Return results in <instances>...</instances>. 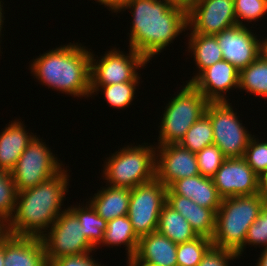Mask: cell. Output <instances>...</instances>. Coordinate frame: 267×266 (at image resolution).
I'll return each instance as SVG.
<instances>
[{
    "mask_svg": "<svg viewBox=\"0 0 267 266\" xmlns=\"http://www.w3.org/2000/svg\"><path fill=\"white\" fill-rule=\"evenodd\" d=\"M166 203L179 212L191 225L198 236L212 239L215 233L216 213L212 209L201 207L192 199L166 191Z\"/></svg>",
    "mask_w": 267,
    "mask_h": 266,
    "instance_id": "d6986e66",
    "label": "cell"
},
{
    "mask_svg": "<svg viewBox=\"0 0 267 266\" xmlns=\"http://www.w3.org/2000/svg\"><path fill=\"white\" fill-rule=\"evenodd\" d=\"M247 245L258 246L260 248L267 247V204L262 208L257 219L251 224L247 231L244 245L236 252L238 256H242Z\"/></svg>",
    "mask_w": 267,
    "mask_h": 266,
    "instance_id": "836d02e7",
    "label": "cell"
},
{
    "mask_svg": "<svg viewBox=\"0 0 267 266\" xmlns=\"http://www.w3.org/2000/svg\"><path fill=\"white\" fill-rule=\"evenodd\" d=\"M166 105L158 145L179 144L189 128L205 113L208 100L191 83H185Z\"/></svg>",
    "mask_w": 267,
    "mask_h": 266,
    "instance_id": "8992f818",
    "label": "cell"
},
{
    "mask_svg": "<svg viewBox=\"0 0 267 266\" xmlns=\"http://www.w3.org/2000/svg\"><path fill=\"white\" fill-rule=\"evenodd\" d=\"M262 250L257 263H255L256 266H267V247Z\"/></svg>",
    "mask_w": 267,
    "mask_h": 266,
    "instance_id": "60d3db41",
    "label": "cell"
},
{
    "mask_svg": "<svg viewBox=\"0 0 267 266\" xmlns=\"http://www.w3.org/2000/svg\"><path fill=\"white\" fill-rule=\"evenodd\" d=\"M11 122L0 132V168L8 171L15 167L23 151L36 136L27 132L19 119Z\"/></svg>",
    "mask_w": 267,
    "mask_h": 266,
    "instance_id": "44dd1931",
    "label": "cell"
},
{
    "mask_svg": "<svg viewBox=\"0 0 267 266\" xmlns=\"http://www.w3.org/2000/svg\"><path fill=\"white\" fill-rule=\"evenodd\" d=\"M98 3H100V5H104L105 7H107V9H109V11L111 10V12L116 13V10L118 9L120 3L122 0H95Z\"/></svg>",
    "mask_w": 267,
    "mask_h": 266,
    "instance_id": "f35d334b",
    "label": "cell"
},
{
    "mask_svg": "<svg viewBox=\"0 0 267 266\" xmlns=\"http://www.w3.org/2000/svg\"><path fill=\"white\" fill-rule=\"evenodd\" d=\"M259 194L267 204V173L263 174L259 179Z\"/></svg>",
    "mask_w": 267,
    "mask_h": 266,
    "instance_id": "74e56055",
    "label": "cell"
},
{
    "mask_svg": "<svg viewBox=\"0 0 267 266\" xmlns=\"http://www.w3.org/2000/svg\"><path fill=\"white\" fill-rule=\"evenodd\" d=\"M239 90L267 98V60L260 54L251 64L239 71Z\"/></svg>",
    "mask_w": 267,
    "mask_h": 266,
    "instance_id": "484cf974",
    "label": "cell"
},
{
    "mask_svg": "<svg viewBox=\"0 0 267 266\" xmlns=\"http://www.w3.org/2000/svg\"><path fill=\"white\" fill-rule=\"evenodd\" d=\"M260 54L267 60V37L261 40Z\"/></svg>",
    "mask_w": 267,
    "mask_h": 266,
    "instance_id": "b9f144b4",
    "label": "cell"
},
{
    "mask_svg": "<svg viewBox=\"0 0 267 266\" xmlns=\"http://www.w3.org/2000/svg\"><path fill=\"white\" fill-rule=\"evenodd\" d=\"M237 258L240 257L236 252L212 245L204 254L198 266H229V262Z\"/></svg>",
    "mask_w": 267,
    "mask_h": 266,
    "instance_id": "d590c367",
    "label": "cell"
},
{
    "mask_svg": "<svg viewBox=\"0 0 267 266\" xmlns=\"http://www.w3.org/2000/svg\"><path fill=\"white\" fill-rule=\"evenodd\" d=\"M228 101L208 102L205 114L213 127V144L225 158L243 157L252 134L245 129Z\"/></svg>",
    "mask_w": 267,
    "mask_h": 266,
    "instance_id": "52a82bcc",
    "label": "cell"
},
{
    "mask_svg": "<svg viewBox=\"0 0 267 266\" xmlns=\"http://www.w3.org/2000/svg\"><path fill=\"white\" fill-rule=\"evenodd\" d=\"M128 266H158L154 264H147V263H131L129 260L126 263Z\"/></svg>",
    "mask_w": 267,
    "mask_h": 266,
    "instance_id": "f6af8a7d",
    "label": "cell"
},
{
    "mask_svg": "<svg viewBox=\"0 0 267 266\" xmlns=\"http://www.w3.org/2000/svg\"><path fill=\"white\" fill-rule=\"evenodd\" d=\"M199 174L195 153L180 144L156 146L155 178L167 188L176 180Z\"/></svg>",
    "mask_w": 267,
    "mask_h": 266,
    "instance_id": "5bb4252c",
    "label": "cell"
},
{
    "mask_svg": "<svg viewBox=\"0 0 267 266\" xmlns=\"http://www.w3.org/2000/svg\"><path fill=\"white\" fill-rule=\"evenodd\" d=\"M167 1L174 4V5H179L185 9H187V0H167Z\"/></svg>",
    "mask_w": 267,
    "mask_h": 266,
    "instance_id": "ee69618b",
    "label": "cell"
},
{
    "mask_svg": "<svg viewBox=\"0 0 267 266\" xmlns=\"http://www.w3.org/2000/svg\"><path fill=\"white\" fill-rule=\"evenodd\" d=\"M94 55L91 52L90 86H108L115 83L139 81L141 78L137 72L138 69L145 67L149 62L130 47L128 54L111 48L101 58L94 57Z\"/></svg>",
    "mask_w": 267,
    "mask_h": 266,
    "instance_id": "30bf717a",
    "label": "cell"
},
{
    "mask_svg": "<svg viewBox=\"0 0 267 266\" xmlns=\"http://www.w3.org/2000/svg\"><path fill=\"white\" fill-rule=\"evenodd\" d=\"M42 140L35 136L10 171L17 192L35 187L64 169L62 161L59 163L60 160Z\"/></svg>",
    "mask_w": 267,
    "mask_h": 266,
    "instance_id": "ba28073f",
    "label": "cell"
},
{
    "mask_svg": "<svg viewBox=\"0 0 267 266\" xmlns=\"http://www.w3.org/2000/svg\"><path fill=\"white\" fill-rule=\"evenodd\" d=\"M212 179L222 199L259 193L260 177L243 157L225 158Z\"/></svg>",
    "mask_w": 267,
    "mask_h": 266,
    "instance_id": "4fadbf2b",
    "label": "cell"
},
{
    "mask_svg": "<svg viewBox=\"0 0 267 266\" xmlns=\"http://www.w3.org/2000/svg\"><path fill=\"white\" fill-rule=\"evenodd\" d=\"M4 266H49L41 238L4 232Z\"/></svg>",
    "mask_w": 267,
    "mask_h": 266,
    "instance_id": "e0dca14e",
    "label": "cell"
},
{
    "mask_svg": "<svg viewBox=\"0 0 267 266\" xmlns=\"http://www.w3.org/2000/svg\"><path fill=\"white\" fill-rule=\"evenodd\" d=\"M200 174L212 178L225 160L222 151L216 145L204 147L196 153Z\"/></svg>",
    "mask_w": 267,
    "mask_h": 266,
    "instance_id": "e575fe53",
    "label": "cell"
},
{
    "mask_svg": "<svg viewBox=\"0 0 267 266\" xmlns=\"http://www.w3.org/2000/svg\"><path fill=\"white\" fill-rule=\"evenodd\" d=\"M83 206V207H82ZM70 206L69 209L77 216L84 236L90 244L97 250L102 243L104 231L107 228V221L100 217L92 206L87 202L84 206Z\"/></svg>",
    "mask_w": 267,
    "mask_h": 266,
    "instance_id": "4316f807",
    "label": "cell"
},
{
    "mask_svg": "<svg viewBox=\"0 0 267 266\" xmlns=\"http://www.w3.org/2000/svg\"><path fill=\"white\" fill-rule=\"evenodd\" d=\"M188 52H191L198 72L187 83H191L204 69L223 60L221 48L215 35L190 33ZM191 49V50H190Z\"/></svg>",
    "mask_w": 267,
    "mask_h": 266,
    "instance_id": "603a6c76",
    "label": "cell"
},
{
    "mask_svg": "<svg viewBox=\"0 0 267 266\" xmlns=\"http://www.w3.org/2000/svg\"><path fill=\"white\" fill-rule=\"evenodd\" d=\"M156 231L168 237L175 244L198 237L189 222L167 203L162 206Z\"/></svg>",
    "mask_w": 267,
    "mask_h": 266,
    "instance_id": "cb8c5ba5",
    "label": "cell"
},
{
    "mask_svg": "<svg viewBox=\"0 0 267 266\" xmlns=\"http://www.w3.org/2000/svg\"><path fill=\"white\" fill-rule=\"evenodd\" d=\"M93 252L81 255H70L53 260L49 266H101L95 259H93ZM104 266V265H102Z\"/></svg>",
    "mask_w": 267,
    "mask_h": 266,
    "instance_id": "8d00e7d4",
    "label": "cell"
},
{
    "mask_svg": "<svg viewBox=\"0 0 267 266\" xmlns=\"http://www.w3.org/2000/svg\"><path fill=\"white\" fill-rule=\"evenodd\" d=\"M130 10L129 46L149 62L188 28L187 9L167 0H122L117 12Z\"/></svg>",
    "mask_w": 267,
    "mask_h": 266,
    "instance_id": "6da1fadb",
    "label": "cell"
},
{
    "mask_svg": "<svg viewBox=\"0 0 267 266\" xmlns=\"http://www.w3.org/2000/svg\"><path fill=\"white\" fill-rule=\"evenodd\" d=\"M91 51L78 43L44 52L31 61V74L43 86L74 97H91Z\"/></svg>",
    "mask_w": 267,
    "mask_h": 266,
    "instance_id": "3957f363",
    "label": "cell"
},
{
    "mask_svg": "<svg viewBox=\"0 0 267 266\" xmlns=\"http://www.w3.org/2000/svg\"><path fill=\"white\" fill-rule=\"evenodd\" d=\"M140 81L115 83L108 86H90L91 96L103 91L104 99L113 108L119 110L128 108L135 98V90Z\"/></svg>",
    "mask_w": 267,
    "mask_h": 266,
    "instance_id": "83f0119b",
    "label": "cell"
},
{
    "mask_svg": "<svg viewBox=\"0 0 267 266\" xmlns=\"http://www.w3.org/2000/svg\"><path fill=\"white\" fill-rule=\"evenodd\" d=\"M177 244L155 231L139 238V244L131 263H147L158 266H177Z\"/></svg>",
    "mask_w": 267,
    "mask_h": 266,
    "instance_id": "ac0fdd59",
    "label": "cell"
},
{
    "mask_svg": "<svg viewBox=\"0 0 267 266\" xmlns=\"http://www.w3.org/2000/svg\"><path fill=\"white\" fill-rule=\"evenodd\" d=\"M132 145L120 148L105 160L102 173L107 185L132 189L155 179L156 147L148 142Z\"/></svg>",
    "mask_w": 267,
    "mask_h": 266,
    "instance_id": "5b68a950",
    "label": "cell"
},
{
    "mask_svg": "<svg viewBox=\"0 0 267 266\" xmlns=\"http://www.w3.org/2000/svg\"><path fill=\"white\" fill-rule=\"evenodd\" d=\"M87 201L95 212L107 222L128 215L130 189L105 185Z\"/></svg>",
    "mask_w": 267,
    "mask_h": 266,
    "instance_id": "7402d4cb",
    "label": "cell"
},
{
    "mask_svg": "<svg viewBox=\"0 0 267 266\" xmlns=\"http://www.w3.org/2000/svg\"><path fill=\"white\" fill-rule=\"evenodd\" d=\"M246 163L261 177L267 173V141L260 142L253 135L243 155Z\"/></svg>",
    "mask_w": 267,
    "mask_h": 266,
    "instance_id": "d6a6232c",
    "label": "cell"
},
{
    "mask_svg": "<svg viewBox=\"0 0 267 266\" xmlns=\"http://www.w3.org/2000/svg\"><path fill=\"white\" fill-rule=\"evenodd\" d=\"M139 237L135 234L128 216L117 217L107 222L103 241L99 246H121L125 245L127 261L132 259L138 248Z\"/></svg>",
    "mask_w": 267,
    "mask_h": 266,
    "instance_id": "d4e9b609",
    "label": "cell"
},
{
    "mask_svg": "<svg viewBox=\"0 0 267 266\" xmlns=\"http://www.w3.org/2000/svg\"><path fill=\"white\" fill-rule=\"evenodd\" d=\"M234 11L237 25L256 22L267 14V0H234Z\"/></svg>",
    "mask_w": 267,
    "mask_h": 266,
    "instance_id": "1f68e13d",
    "label": "cell"
},
{
    "mask_svg": "<svg viewBox=\"0 0 267 266\" xmlns=\"http://www.w3.org/2000/svg\"><path fill=\"white\" fill-rule=\"evenodd\" d=\"M167 187L156 178L130 189L128 218L140 238L157 230L162 206L166 203Z\"/></svg>",
    "mask_w": 267,
    "mask_h": 266,
    "instance_id": "8fae6325",
    "label": "cell"
},
{
    "mask_svg": "<svg viewBox=\"0 0 267 266\" xmlns=\"http://www.w3.org/2000/svg\"><path fill=\"white\" fill-rule=\"evenodd\" d=\"M192 1H193V0H187V9L189 8L190 3H191Z\"/></svg>",
    "mask_w": 267,
    "mask_h": 266,
    "instance_id": "bcb514c9",
    "label": "cell"
},
{
    "mask_svg": "<svg viewBox=\"0 0 267 266\" xmlns=\"http://www.w3.org/2000/svg\"><path fill=\"white\" fill-rule=\"evenodd\" d=\"M67 172L64 168L47 181L17 192L14 214L2 230L15 236L42 238L66 210L61 206L68 192Z\"/></svg>",
    "mask_w": 267,
    "mask_h": 266,
    "instance_id": "7a4b0ae2",
    "label": "cell"
},
{
    "mask_svg": "<svg viewBox=\"0 0 267 266\" xmlns=\"http://www.w3.org/2000/svg\"><path fill=\"white\" fill-rule=\"evenodd\" d=\"M191 33L216 35L237 25L234 0H193L187 9Z\"/></svg>",
    "mask_w": 267,
    "mask_h": 266,
    "instance_id": "7c38bea8",
    "label": "cell"
},
{
    "mask_svg": "<svg viewBox=\"0 0 267 266\" xmlns=\"http://www.w3.org/2000/svg\"><path fill=\"white\" fill-rule=\"evenodd\" d=\"M0 266H4V231L0 229Z\"/></svg>",
    "mask_w": 267,
    "mask_h": 266,
    "instance_id": "ab89813d",
    "label": "cell"
},
{
    "mask_svg": "<svg viewBox=\"0 0 267 266\" xmlns=\"http://www.w3.org/2000/svg\"><path fill=\"white\" fill-rule=\"evenodd\" d=\"M223 60L239 71L251 64L259 55L261 40L246 25H236L215 35Z\"/></svg>",
    "mask_w": 267,
    "mask_h": 266,
    "instance_id": "9a60e30c",
    "label": "cell"
},
{
    "mask_svg": "<svg viewBox=\"0 0 267 266\" xmlns=\"http://www.w3.org/2000/svg\"><path fill=\"white\" fill-rule=\"evenodd\" d=\"M16 198L17 190L10 171L0 168V229L12 218Z\"/></svg>",
    "mask_w": 267,
    "mask_h": 266,
    "instance_id": "f546056e",
    "label": "cell"
},
{
    "mask_svg": "<svg viewBox=\"0 0 267 266\" xmlns=\"http://www.w3.org/2000/svg\"><path fill=\"white\" fill-rule=\"evenodd\" d=\"M212 245V239L204 236H198L193 240L177 244V266H198Z\"/></svg>",
    "mask_w": 267,
    "mask_h": 266,
    "instance_id": "4dcf8cb0",
    "label": "cell"
},
{
    "mask_svg": "<svg viewBox=\"0 0 267 266\" xmlns=\"http://www.w3.org/2000/svg\"><path fill=\"white\" fill-rule=\"evenodd\" d=\"M1 2H2V1L0 0V36L2 35V34H1V32H2L1 30H2V28H3L2 26L4 25L3 23H4V20H5V17H4V15H3V14H4V12H3L4 10H3V8H2L3 5H2ZM0 43H1V41H0ZM0 48H1V47H0ZM0 50H1V49H0ZM0 53H1V51H0Z\"/></svg>",
    "mask_w": 267,
    "mask_h": 266,
    "instance_id": "7bdbcfd3",
    "label": "cell"
},
{
    "mask_svg": "<svg viewBox=\"0 0 267 266\" xmlns=\"http://www.w3.org/2000/svg\"><path fill=\"white\" fill-rule=\"evenodd\" d=\"M193 153L213 145V127L210 118L204 113L186 132L179 143Z\"/></svg>",
    "mask_w": 267,
    "mask_h": 266,
    "instance_id": "f1b7e54d",
    "label": "cell"
},
{
    "mask_svg": "<svg viewBox=\"0 0 267 266\" xmlns=\"http://www.w3.org/2000/svg\"><path fill=\"white\" fill-rule=\"evenodd\" d=\"M77 216L66 207L41 238L48 263L64 256L87 254L95 250L82 232Z\"/></svg>",
    "mask_w": 267,
    "mask_h": 266,
    "instance_id": "9c48e42d",
    "label": "cell"
},
{
    "mask_svg": "<svg viewBox=\"0 0 267 266\" xmlns=\"http://www.w3.org/2000/svg\"><path fill=\"white\" fill-rule=\"evenodd\" d=\"M265 204L259 193L223 198L216 212L213 246L237 252Z\"/></svg>",
    "mask_w": 267,
    "mask_h": 266,
    "instance_id": "277c9868",
    "label": "cell"
},
{
    "mask_svg": "<svg viewBox=\"0 0 267 266\" xmlns=\"http://www.w3.org/2000/svg\"><path fill=\"white\" fill-rule=\"evenodd\" d=\"M174 194L192 199L201 207L212 209L215 213L220 208L219 196L213 179L201 174L174 181L168 187Z\"/></svg>",
    "mask_w": 267,
    "mask_h": 266,
    "instance_id": "ffe728a7",
    "label": "cell"
},
{
    "mask_svg": "<svg viewBox=\"0 0 267 266\" xmlns=\"http://www.w3.org/2000/svg\"><path fill=\"white\" fill-rule=\"evenodd\" d=\"M191 84L209 102L228 101L227 91L239 87V70L226 60L204 69Z\"/></svg>",
    "mask_w": 267,
    "mask_h": 266,
    "instance_id": "2e32d148",
    "label": "cell"
}]
</instances>
